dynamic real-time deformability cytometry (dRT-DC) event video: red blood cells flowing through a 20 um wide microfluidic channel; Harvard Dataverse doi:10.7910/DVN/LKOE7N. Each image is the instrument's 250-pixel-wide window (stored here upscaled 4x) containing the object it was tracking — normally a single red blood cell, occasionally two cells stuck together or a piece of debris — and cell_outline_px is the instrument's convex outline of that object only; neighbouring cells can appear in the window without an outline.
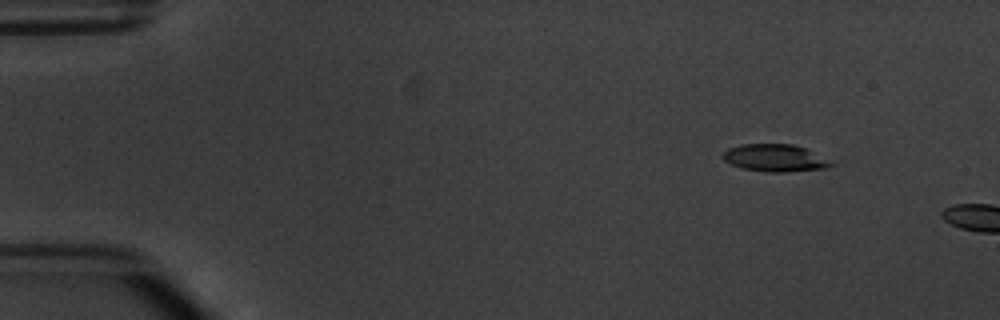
{"species": "common noctule bat (a hibernating species)", "species_latin": "Nyctalus noctula", "temperature_condition": "warm", "stored_images_in_passage": 2, "camera_frame_rate_fps": 3000, "um_per_image_px": 0.085, "animal": {"sex": "male", "body_mass_g": 20.1, "forearm_length_mm": 53.5}, "frame": {"image": 1, "passage_image": 1, "time_ms": 0.0, "image_size_px": [1000, 320], "cell_outline_px": [[840, 160], [836, 164], [828, 168], [788, 172], [768, 172], [740, 168], [724, 160], [720, 156], [728, 148], [740, 144], [792, 144], [808, 148]], "centroid_in_image_um": [66.05, 13.42], "position_along_channel_um": 18.9, "area_um2": 18.15}}